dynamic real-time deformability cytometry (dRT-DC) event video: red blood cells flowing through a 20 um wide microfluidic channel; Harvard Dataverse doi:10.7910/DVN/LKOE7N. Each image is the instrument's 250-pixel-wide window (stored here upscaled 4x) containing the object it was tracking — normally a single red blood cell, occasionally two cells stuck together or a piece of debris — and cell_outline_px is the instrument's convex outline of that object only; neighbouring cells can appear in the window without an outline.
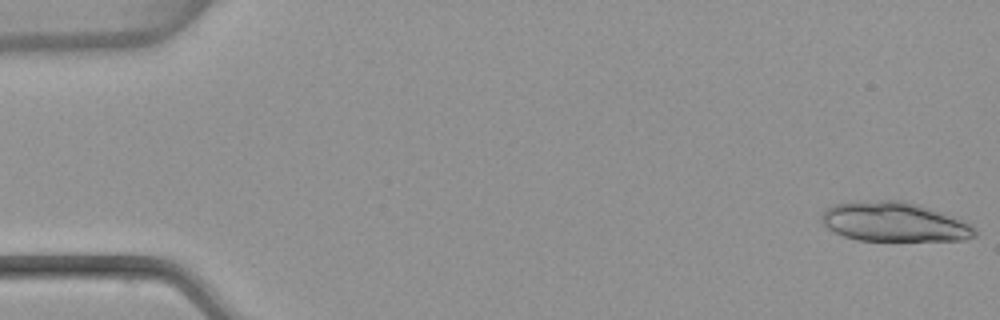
{"species": "common noctule bat (a hibernating species)", "species_latin": "Nyctalus noctula", "temperature_condition": "warm", "stored_images_in_passage": 19, "camera_frame_rate_fps": 3000, "um_per_image_px": 0.085, "animal": {"sex": "female", "body_mass_g": 22.7, "forearm_length_mm": 54.2}, "frame": {"image": 1, "passage_image": 1, "time_ms": 0.0, "image_size_px": [1000, 320], "cell_outline_px": [[976, 236], [964, 240], [856, 240], [844, 236], [828, 228], [820, 220], [824, 208], [836, 204], [880, 200], [904, 200], [920, 204], [968, 220], [976, 228]], "centroid_in_image_um": [76.09, 18.85], "position_along_channel_um": 8.9, "area_um2": 35.55}}